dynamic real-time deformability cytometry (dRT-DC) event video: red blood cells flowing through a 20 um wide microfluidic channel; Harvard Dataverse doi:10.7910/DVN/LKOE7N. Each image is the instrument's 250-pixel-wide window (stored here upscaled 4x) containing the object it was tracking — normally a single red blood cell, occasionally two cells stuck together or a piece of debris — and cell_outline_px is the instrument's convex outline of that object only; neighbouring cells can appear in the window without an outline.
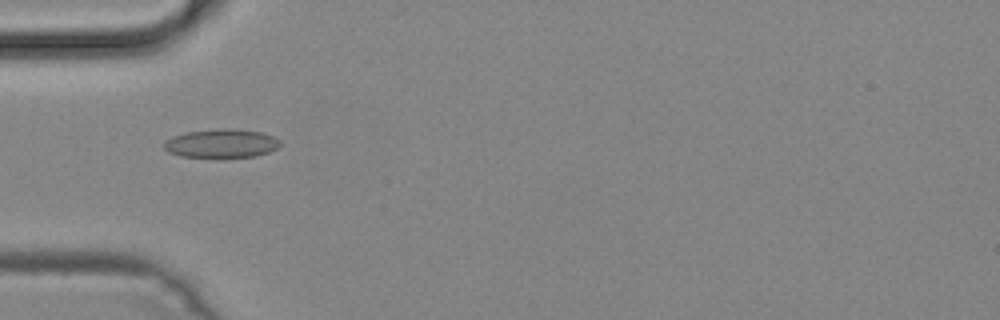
{"species": "common noctule bat (a hibernating species)", "species_latin": "Nyctalus noctula", "temperature_condition": "cold", "stored_images_in_passage": 50, "camera_frame_rate_fps": 3000, "um_per_image_px": 0.085, "animal": {"sex": "male", "body_mass_g": 19.2, "forearm_length_mm": 51.8}, "frame": {"image": 1, "passage_image": 16, "time_ms": 5.0, "image_size_px": [1000, 320], "cell_outline_px": [[280, 144], [276, 148], [268, 152], [256, 156], [180, 156], [168, 152], [164, 148], [164, 140], [172, 136], [188, 132], [216, 128], [232, 128], [260, 132], [276, 136], [280, 140]], "centroid_in_image_um": [18.82, 12.16], "position_along_channel_um": 66.2, "area_um2": 19.25}}
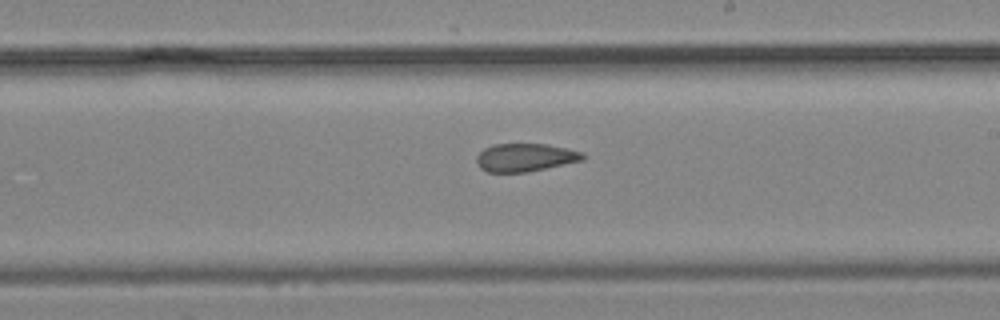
{"frame": {"image": 2, "passage_image": 29, "time_ms": 9.333, "image_size_px": [1000, 320], "cell_outline_px": [[584, 160], [528, 172], [488, 172], [480, 168], [476, 164], [476, 156], [484, 148], [492, 144], [548, 144], [584, 152]], "centroid_in_image_um": [44.63, 13.38], "position_along_channel_um": 244.4, "area_um2": 17.51}}
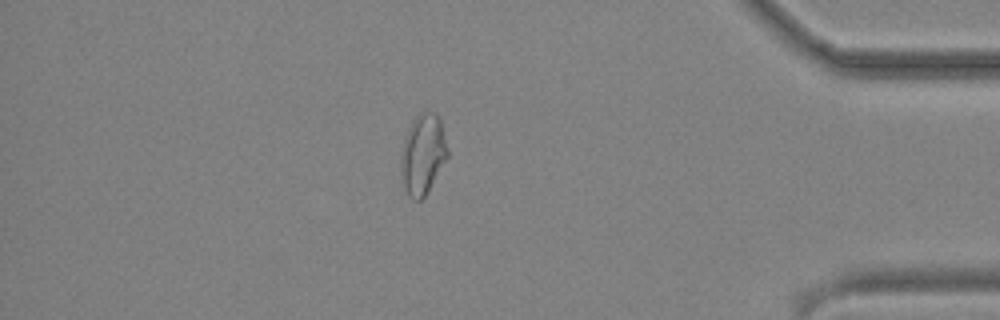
{"frame": {"image": 3, "passage_image": 43, "time_ms": 14.0, "image_size_px": [1000, 320], "cell_outline_px": [[448, 156], [424, 196], [420, 200], [412, 200], [408, 196], [400, 184], [400, 152], [408, 128], [412, 120], [424, 112], [432, 112], [440, 116], [448, 148]], "centroid_in_image_um": [35.9, 13.14], "position_along_channel_um": 399.3, "area_um2": 22.08}}